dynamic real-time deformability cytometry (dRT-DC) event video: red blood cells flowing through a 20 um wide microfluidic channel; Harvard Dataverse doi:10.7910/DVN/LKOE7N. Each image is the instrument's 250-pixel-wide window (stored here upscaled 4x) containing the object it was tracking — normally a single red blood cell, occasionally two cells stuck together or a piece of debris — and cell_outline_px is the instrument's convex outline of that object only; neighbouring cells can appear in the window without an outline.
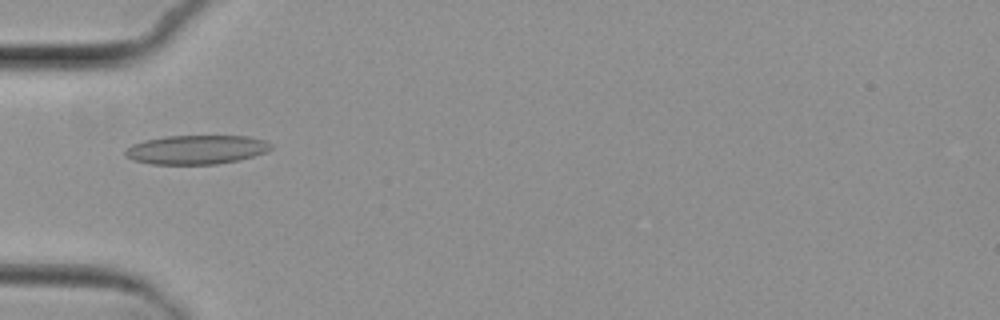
{"species": "common noctule bat (a hibernating species)", "species_latin": "Nyctalus noctula", "temperature_condition": "cold", "stored_images_in_passage": 4, "camera_frame_rate_fps": 3000, "um_per_image_px": 0.085, "animal": {"sex": "female", "body_mass_g": 29.2, "forearm_length_mm": 56.3}, "frame": {"image": 1, "passage_image": 2, "time_ms": 1.0, "image_size_px": [1000, 320], "cell_outline_px": [[272, 148], [264, 152], [240, 160], [216, 164], [152, 164], [132, 160], [124, 156], [124, 152], [132, 144], [144, 140], [164, 136], [248, 136], [264, 140], [272, 144]], "centroid_in_image_um": [16.66, 12.72], "position_along_channel_um": 68.3, "area_um2": 24.68}}
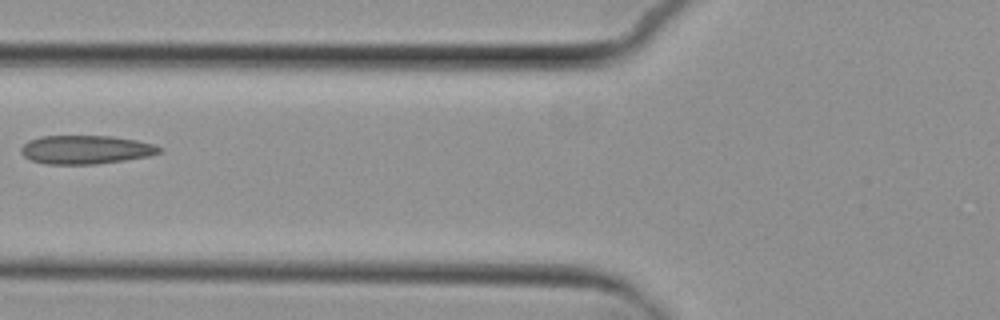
{"frame": {"image": 2, "passage_image": 3, "time_ms": 2.333, "image_size_px": [1000, 320], "cell_outline_px": [[164, 152], [152, 156], [96, 164], [48, 164], [32, 160], [24, 156], [20, 152], [20, 148], [28, 140], [40, 136], [112, 136], [136, 140], [156, 144], [164, 148]], "centroid_in_image_um": [7.36, 12.71], "position_along_channel_um": 118.4, "area_um2": 23.35}}
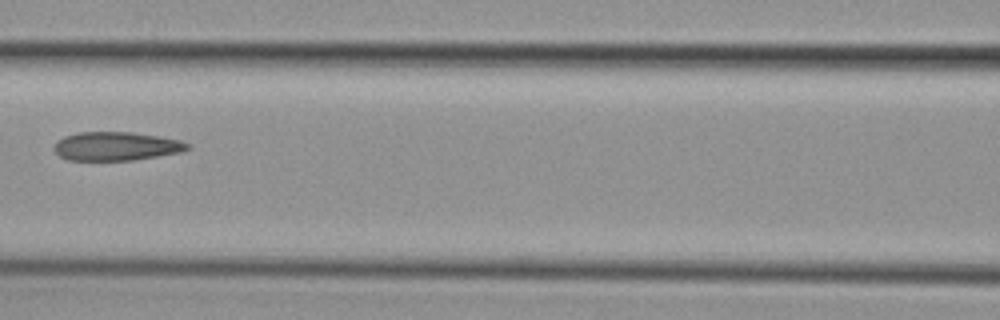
{"frame": {"image": 3, "passage_image": 4, "time_ms": 3.333, "image_size_px": [1000, 320], "cell_outline_px": [[192, 148], [180, 152], [132, 160], [68, 160], [60, 156], [52, 148], [56, 140], [64, 136], [80, 132], [132, 132], [180, 140], [192, 144]], "centroid_in_image_um": [9.86, 12.42], "position_along_channel_um": 156.7, "area_um2": 22.31}}